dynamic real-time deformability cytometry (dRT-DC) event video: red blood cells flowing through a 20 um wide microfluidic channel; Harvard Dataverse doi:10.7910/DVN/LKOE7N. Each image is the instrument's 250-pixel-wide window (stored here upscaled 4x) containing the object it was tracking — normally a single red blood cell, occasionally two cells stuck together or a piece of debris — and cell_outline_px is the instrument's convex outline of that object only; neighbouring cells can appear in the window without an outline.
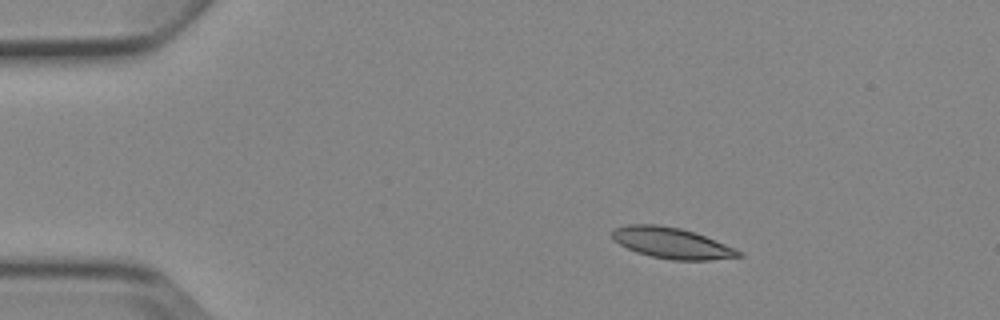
{"species": "Egyptian fruit bat (a non-hibernating species)", "species_latin": "Rousettus aegyptiacus", "temperature_condition": "cold", "stored_images_in_passage": 4, "camera_frame_rate_fps": 3000, "um_per_image_px": 0.085, "animal": {"sex": "female"}, "frame": {"image": 1, "passage_image": 1, "time_ms": 0.0, "image_size_px": [1000, 320], "cell_outline_px": [[744, 256], [708, 260], [672, 260], [652, 256], [636, 252], [612, 240], [612, 232], [616, 228], [628, 224], [656, 224], [680, 228], [696, 232], [736, 248], [744, 252]], "centroid_in_image_um": [57.14, 20.65], "position_along_channel_um": 27.9, "area_um2": 22.89}}